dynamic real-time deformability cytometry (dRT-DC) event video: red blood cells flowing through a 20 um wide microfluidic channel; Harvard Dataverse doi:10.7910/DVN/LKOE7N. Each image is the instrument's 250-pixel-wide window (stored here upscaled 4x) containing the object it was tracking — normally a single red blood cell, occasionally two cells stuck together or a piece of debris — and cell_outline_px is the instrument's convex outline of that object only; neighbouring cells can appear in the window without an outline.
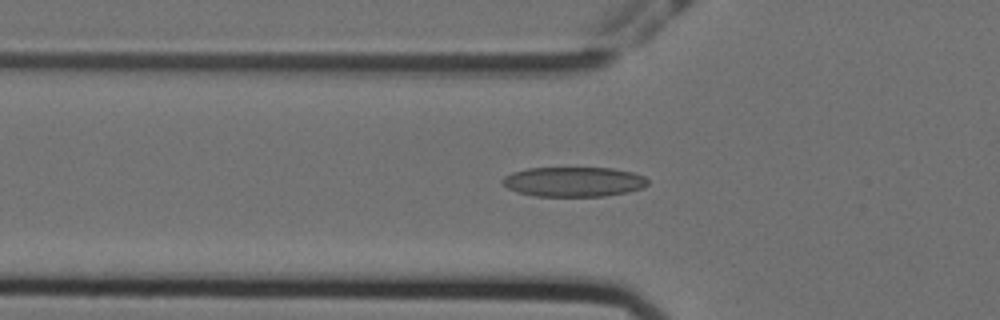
{"species": "Egyptian fruit bat (a non-hibernating species)", "species_latin": "Rousettus aegyptiacus", "temperature_condition": "cold", "stored_images_in_passage": 53, "camera_frame_rate_fps": 3000, "um_per_image_px": 0.085, "animal": {"sex": "female"}, "frame": {"image": 1, "passage_image": 18, "time_ms": 5.667, "image_size_px": [1000, 320], "cell_outline_px": [[648, 184], [644, 188], [628, 192], [604, 196], [532, 196], [516, 192], [508, 188], [500, 180], [504, 176], [512, 172], [528, 168], [612, 168], [632, 172], [644, 176], [648, 180]], "centroid_in_image_um": [48.76, 15.45], "position_along_channel_um": 77.0, "area_um2": 25.37}}
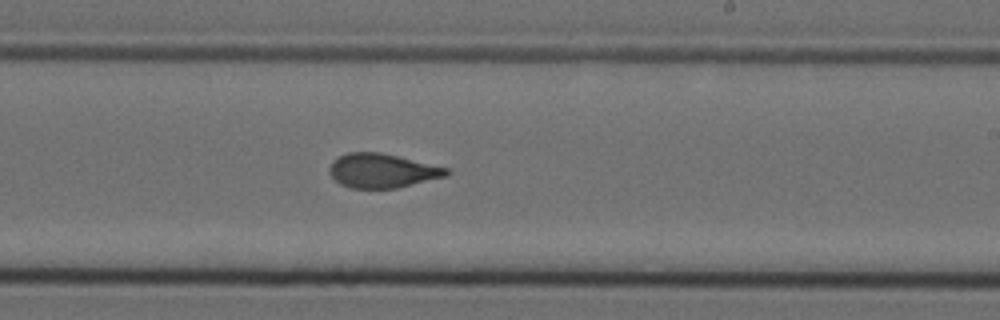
{"frame": {"image": 2, "passage_image": 33, "time_ms": 10.667, "image_size_px": [1000, 320], "cell_outline_px": [[452, 172], [448, 176], [396, 188], [352, 188], [340, 184], [328, 172], [328, 168], [332, 160], [348, 152], [380, 152], [448, 168]], "centroid_in_image_um": [32.48, 14.51], "position_along_channel_um": 256.5, "area_um2": 23.29}}
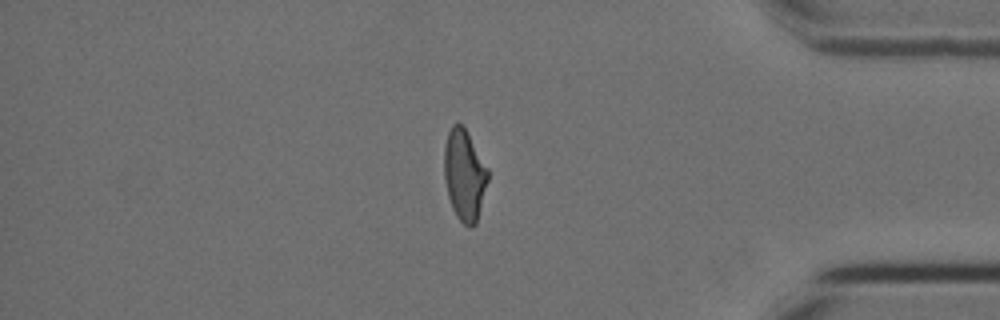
{"frame": {"image": 3, "passage_image": 47, "time_ms": 15.333, "image_size_px": [1000, 320], "cell_outline_px": [[488, 180], [476, 224], [472, 228], [468, 228], [456, 216], [452, 208], [448, 196], [444, 176], [444, 148], [448, 132], [452, 124], [460, 124], [464, 128], [488, 168]], "centroid_in_image_um": [39.47, 14.92], "position_along_channel_um": 395.7, "area_um2": 23.0}}